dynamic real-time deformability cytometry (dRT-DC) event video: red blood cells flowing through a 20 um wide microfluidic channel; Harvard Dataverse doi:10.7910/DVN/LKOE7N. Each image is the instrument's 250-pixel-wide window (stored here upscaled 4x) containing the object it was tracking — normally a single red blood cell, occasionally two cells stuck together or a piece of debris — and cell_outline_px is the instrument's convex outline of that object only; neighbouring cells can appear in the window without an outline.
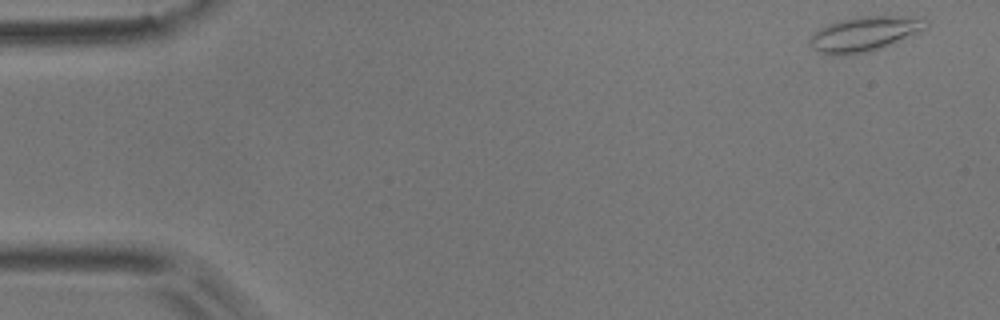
{"species": "common noctule bat (a hibernating species)", "species_latin": "Nyctalus noctula", "temperature_condition": "room temperature", "stored_images_in_passage": 5, "camera_frame_rate_fps": 3000, "um_per_image_px": 0.085, "animal": {"sex": "male", "body_mass_g": 17.9}, "frame": {"image": 1, "passage_image": 1, "time_ms": 0.0, "image_size_px": [1000, 320], "cell_outline_px": [[928, 24], [924, 28], [916, 32], [872, 52], [832, 56], [816, 52], [812, 48], [812, 36], [820, 28], [840, 20], [856, 16], [904, 16], [928, 20]], "centroid_in_image_um": [73.44, 2.89], "position_along_channel_um": 11.6, "area_um2": 23.06}}